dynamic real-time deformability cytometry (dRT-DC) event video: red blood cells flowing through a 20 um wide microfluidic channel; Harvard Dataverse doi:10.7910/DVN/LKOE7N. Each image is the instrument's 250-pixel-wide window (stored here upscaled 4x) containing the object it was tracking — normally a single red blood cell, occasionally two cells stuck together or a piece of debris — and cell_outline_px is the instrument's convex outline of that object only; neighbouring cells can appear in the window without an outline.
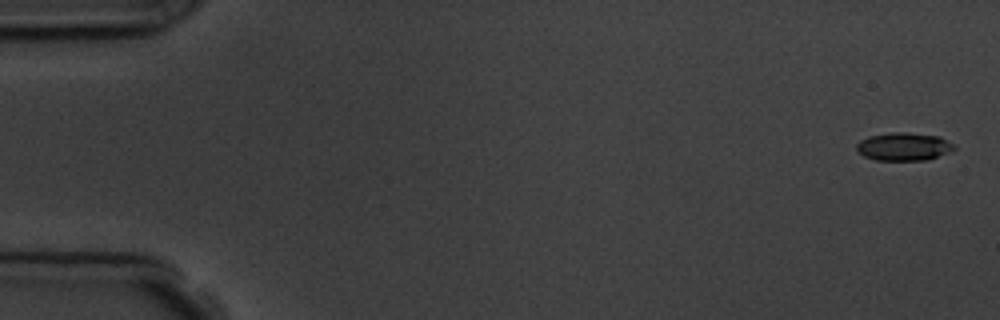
{"species": "common noctule bat (a hibernating species)", "species_latin": "Nyctalus noctula", "temperature_condition": "room temperature", "stored_images_in_passage": 6, "camera_frame_rate_fps": 3000, "um_per_image_px": 0.085, "animal": {"sex": "male", "body_mass_g": 19.5, "forearm_length_mm": 54.6}, "frame": {"image": 1, "passage_image": 1, "time_ms": 0.0, "image_size_px": [1000, 320], "cell_outline_px": [[956, 148], [948, 152], [928, 160], [876, 160], [864, 156], [856, 148], [856, 144], [860, 140], [868, 136], [892, 132], [904, 132], [940, 136], [956, 144]], "centroid_in_image_um": [76.84, 12.45], "position_along_channel_um": 8.2, "area_um2": 16.01}}
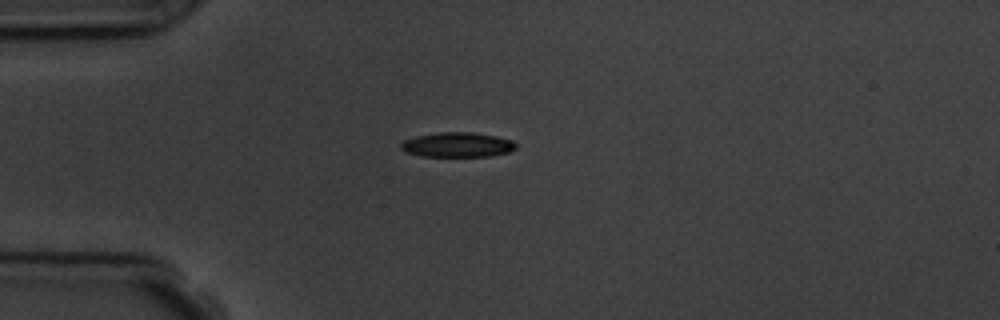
{"frame": {"image": 2, "passage_image": 4, "time_ms": 4.333, "image_size_px": [1000, 320], "cell_outline_px": [[516, 148], [508, 152], [488, 156], [420, 156], [408, 152], [400, 148], [400, 144], [404, 140], [416, 136], [440, 132], [472, 132], [496, 136], [512, 140], [516, 144]], "centroid_in_image_um": [38.88, 12.3], "position_along_channel_um": 46.1, "area_um2": 16.47}}
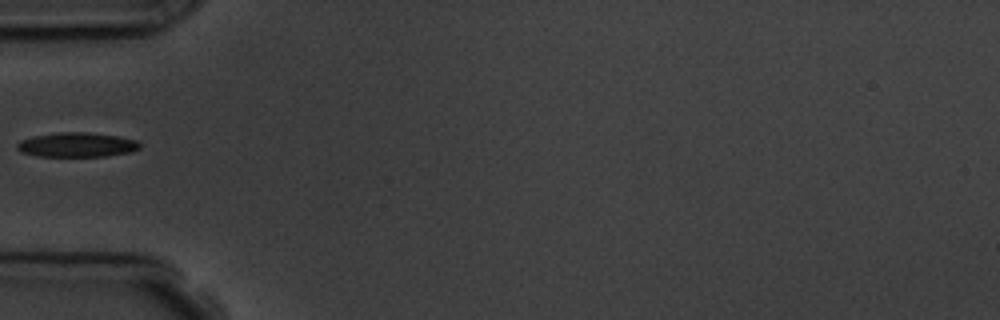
{"frame": {"image": 3, "passage_image": 5, "time_ms": 5.667, "image_size_px": [1000, 320], "cell_outline_px": [[140, 148], [132, 152], [104, 156], [36, 156], [20, 152], [16, 148], [16, 144], [20, 140], [32, 136], [60, 132], [88, 132], [120, 136], [136, 140], [140, 144]], "centroid_in_image_um": [6.52, 12.3], "position_along_channel_um": 78.5, "area_um2": 17.69}}